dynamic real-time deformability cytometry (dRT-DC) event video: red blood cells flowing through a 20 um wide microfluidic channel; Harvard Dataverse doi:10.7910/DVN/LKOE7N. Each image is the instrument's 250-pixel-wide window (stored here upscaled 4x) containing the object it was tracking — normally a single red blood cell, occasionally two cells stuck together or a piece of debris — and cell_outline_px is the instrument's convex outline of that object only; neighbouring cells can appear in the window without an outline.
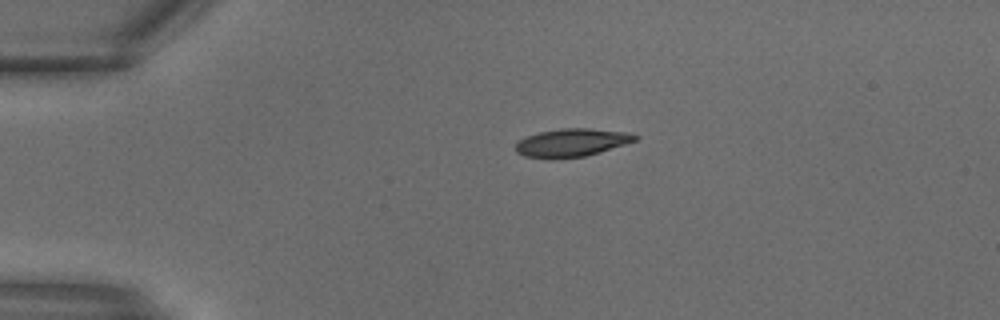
{"species": "common noctule bat (a hibernating species)", "species_latin": "Nyctalus noctula", "temperature_condition": "warm", "stored_images_in_passage": 11, "camera_frame_rate_fps": 3000, "um_per_image_px": 0.085, "animal": {"sex": "male", "body_mass_g": 18.8}, "frame": {"image": 1, "passage_image": 1, "time_ms": 0.0, "image_size_px": [1000, 320], "cell_outline_px": [[640, 136], [636, 140], [600, 152], [584, 156], [524, 156], [516, 152], [516, 144], [524, 136], [540, 132], [564, 128], [588, 128], [632, 132]], "centroid_in_image_um": [48.66, 12.07], "position_along_channel_um": 36.3, "area_um2": 18.9}}
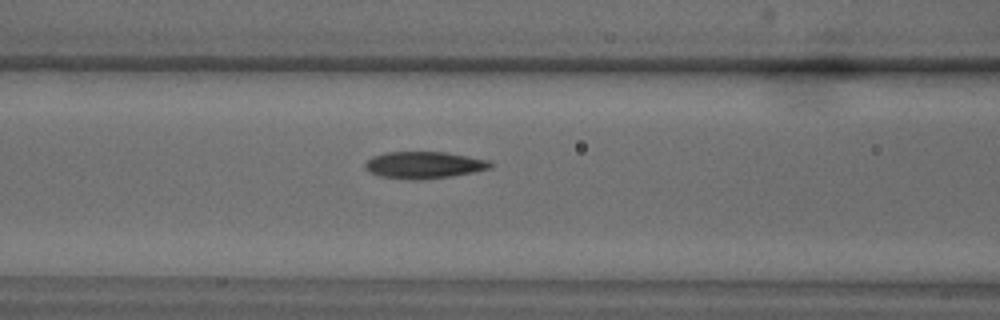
{"frame": {"image": 2, "passage_image": 7, "time_ms": 2.0, "image_size_px": [1000, 320], "cell_outline_px": [[496, 164], [492, 168], [452, 176], [420, 180], [412, 180], [380, 176], [368, 172], [364, 168], [364, 164], [372, 156], [388, 152], [448, 152], [492, 160]], "centroid_in_image_um": [36.09, 14.02], "position_along_channel_um": 130.5, "area_um2": 20.0}}
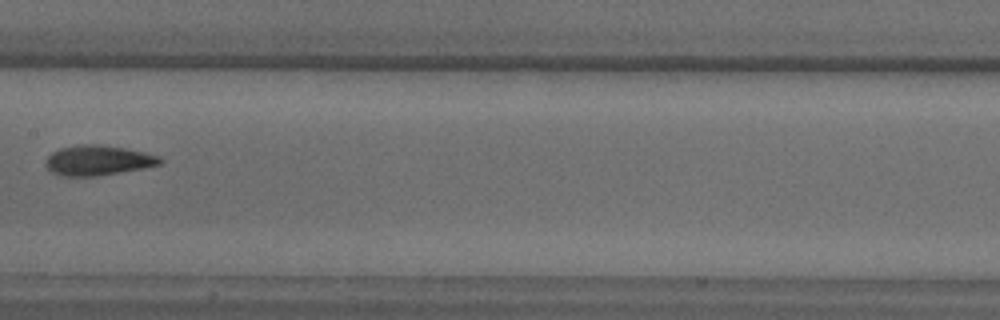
{"frame": {"image": 3, "passage_image": 10, "time_ms": 3.0, "image_size_px": [1000, 320], "cell_outline_px": [[164, 160], [160, 164], [120, 172], [96, 176], [64, 176], [52, 172], [44, 164], [48, 156], [52, 152], [60, 148], [80, 144], [100, 144], [124, 148], [144, 152], [160, 156]], "centroid_in_image_um": [8.31, 13.62], "position_along_channel_um": 199.1, "area_um2": 19.88}}